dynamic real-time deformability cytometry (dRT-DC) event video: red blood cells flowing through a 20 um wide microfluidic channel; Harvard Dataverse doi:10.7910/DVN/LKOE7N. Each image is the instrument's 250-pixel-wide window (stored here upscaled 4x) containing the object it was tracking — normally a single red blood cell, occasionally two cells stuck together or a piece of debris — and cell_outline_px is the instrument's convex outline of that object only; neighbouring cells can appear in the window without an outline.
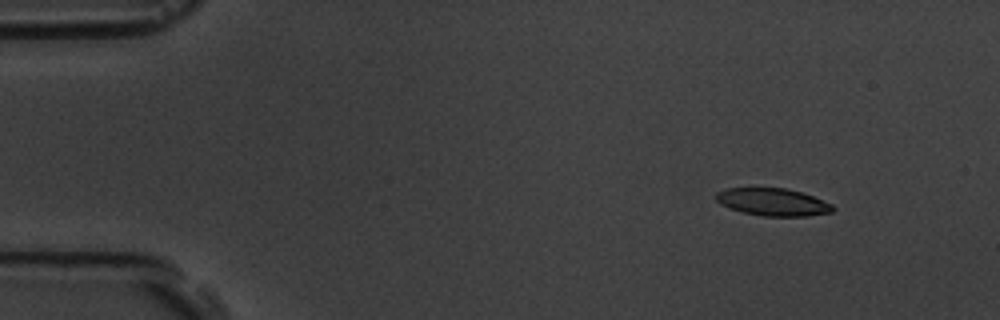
{"species": "common noctule bat (a hibernating species)", "species_latin": "Nyctalus noctula", "temperature_condition": "room temperature", "stored_images_in_passage": 5, "camera_frame_rate_fps": 3000, "um_per_image_px": 0.085, "animal": {"sex": "male", "body_mass_g": 19.5, "forearm_length_mm": 54.6}, "frame": {"image": 1, "passage_image": 2, "time_ms": 0.333, "image_size_px": [1000, 320], "cell_outline_px": [[836, 208], [832, 212], [808, 216], [764, 216], [744, 212], [720, 204], [716, 200], [716, 192], [724, 188], [784, 188], [800, 192], [812, 196], [832, 204]], "centroid_in_image_um": [65.7, 17.17], "position_along_channel_um": 19.3, "area_um2": 18.55}}
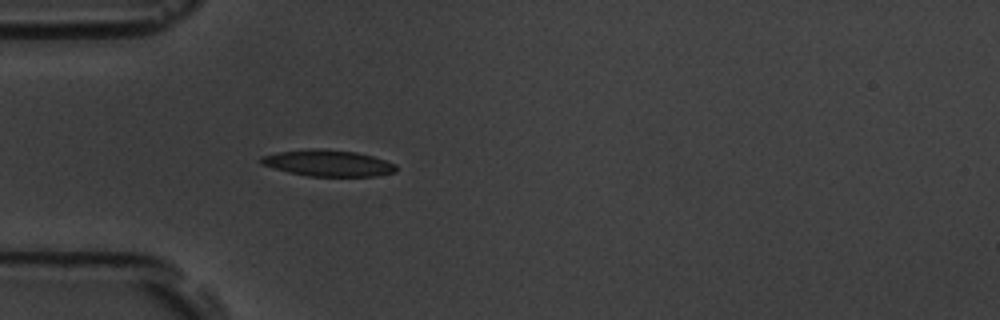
{"frame": {"image": 2, "passage_image": 5, "time_ms": 1.333, "image_size_px": [1000, 320], "cell_outline_px": [[396, 172], [376, 176], [308, 176], [288, 172], [260, 164], [260, 156], [276, 152], [308, 148], [320, 148], [356, 152], [372, 156], [396, 164]], "centroid_in_image_um": [27.84, 13.85], "position_along_channel_um": 57.2, "area_um2": 20.87}}